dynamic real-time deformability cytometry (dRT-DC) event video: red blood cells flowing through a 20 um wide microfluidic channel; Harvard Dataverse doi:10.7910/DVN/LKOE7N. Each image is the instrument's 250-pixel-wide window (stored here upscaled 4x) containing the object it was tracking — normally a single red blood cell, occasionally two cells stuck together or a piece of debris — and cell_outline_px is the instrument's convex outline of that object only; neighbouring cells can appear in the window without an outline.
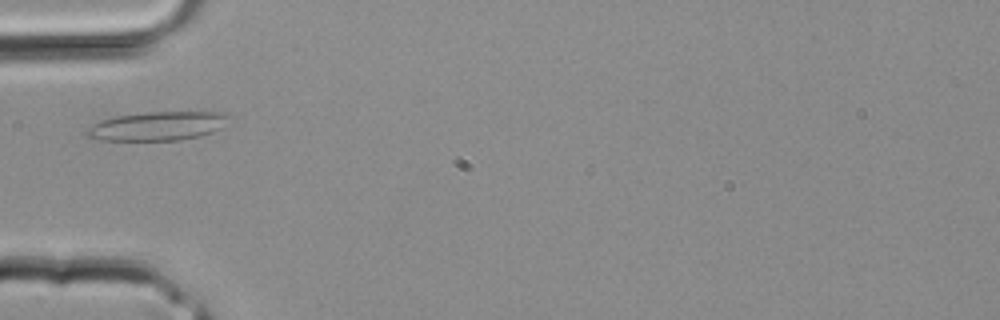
{"species": "common noctule bat (a hibernating species)", "species_latin": "Nyctalus noctula", "temperature_condition": "room temperature", "stored_images_in_passage": 2, "camera_frame_rate_fps": 3000, "um_per_image_px": 0.085, "animal": {"sex": "male", "body_mass_g": 20.4}, "frame": {"image": 1, "passage_image": 2, "time_ms": 0.333, "image_size_px": [1000, 320], "cell_outline_px": [[228, 116], [220, 128], [212, 132], [200, 136], [180, 140], [100, 140], [84, 136], [84, 132], [92, 124], [100, 120], [116, 116], [144, 112], [228, 112]], "centroid_in_image_um": [13.32, 10.71], "position_along_channel_um": 71.7, "area_um2": 23.87}}